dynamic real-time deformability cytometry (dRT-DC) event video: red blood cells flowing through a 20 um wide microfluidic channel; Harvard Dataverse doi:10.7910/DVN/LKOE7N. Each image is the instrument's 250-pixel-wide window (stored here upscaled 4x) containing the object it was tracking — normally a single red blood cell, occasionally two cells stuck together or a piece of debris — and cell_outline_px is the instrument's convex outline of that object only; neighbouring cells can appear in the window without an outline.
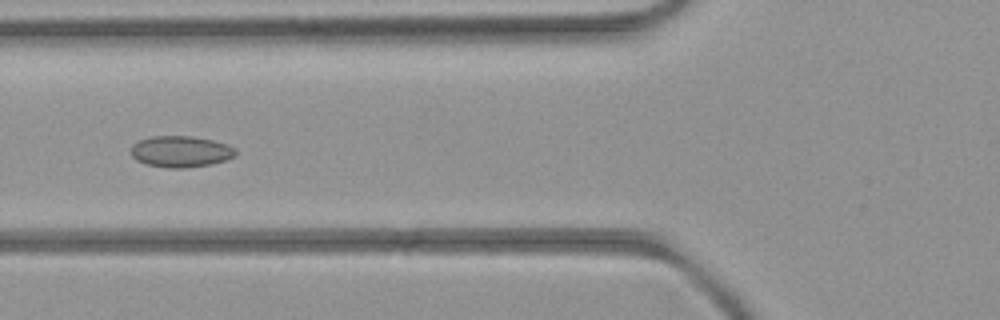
{"species": "common noctule bat (a hibernating species)", "species_latin": "Nyctalus noctula", "temperature_condition": "room temperature", "stored_images_in_passage": 5, "camera_frame_rate_fps": 3000, "um_per_image_px": 0.085, "animal": {"sex": "female", "body_mass_g": 21.9}, "frame": {"image": 1, "passage_image": 5, "time_ms": 4.667, "image_size_px": [1000, 320], "cell_outline_px": [[236, 156], [228, 160], [212, 164], [184, 168], [168, 168], [148, 164], [136, 160], [132, 156], [132, 144], [140, 140], [152, 136], [192, 136], [212, 140], [228, 144], [236, 148]], "centroid_in_image_um": [15.41, 12.88], "position_along_channel_um": 110.4, "area_um2": 19.19}}